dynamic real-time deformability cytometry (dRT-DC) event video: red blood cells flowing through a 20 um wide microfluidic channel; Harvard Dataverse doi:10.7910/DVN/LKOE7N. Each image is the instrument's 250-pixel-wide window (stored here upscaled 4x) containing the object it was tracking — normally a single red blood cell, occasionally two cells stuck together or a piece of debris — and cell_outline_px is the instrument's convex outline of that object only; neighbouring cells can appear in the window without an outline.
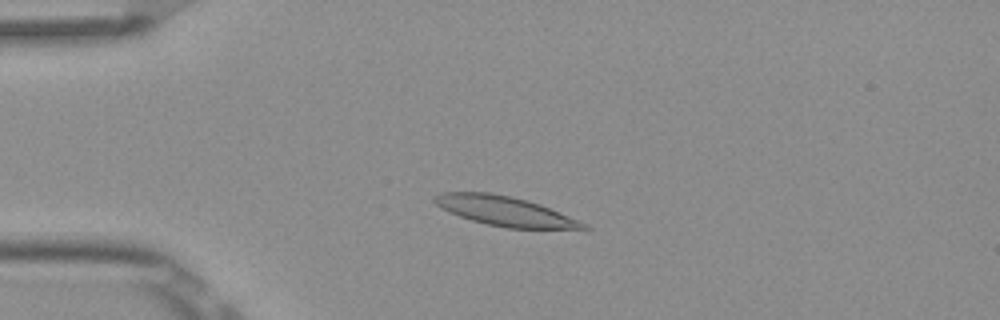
{"species": "Egyptian fruit bat (a non-hibernating species)", "species_latin": "Rousettus aegyptiacus", "temperature_condition": "room temperature", "stored_images_in_passage": 4, "camera_frame_rate_fps": 3000, "um_per_image_px": 0.085, "frame": {"image": 1, "passage_image": 3, "time_ms": 0.667, "image_size_px": [1000, 320], "cell_outline_px": [[592, 228], [504, 228], [472, 220], [460, 216], [436, 204], [432, 200], [432, 196], [440, 192], [488, 192], [512, 196], [540, 204], [576, 220]], "centroid_in_image_um": [42.83, 17.92], "position_along_channel_um": 42.2, "area_um2": 24.97}}